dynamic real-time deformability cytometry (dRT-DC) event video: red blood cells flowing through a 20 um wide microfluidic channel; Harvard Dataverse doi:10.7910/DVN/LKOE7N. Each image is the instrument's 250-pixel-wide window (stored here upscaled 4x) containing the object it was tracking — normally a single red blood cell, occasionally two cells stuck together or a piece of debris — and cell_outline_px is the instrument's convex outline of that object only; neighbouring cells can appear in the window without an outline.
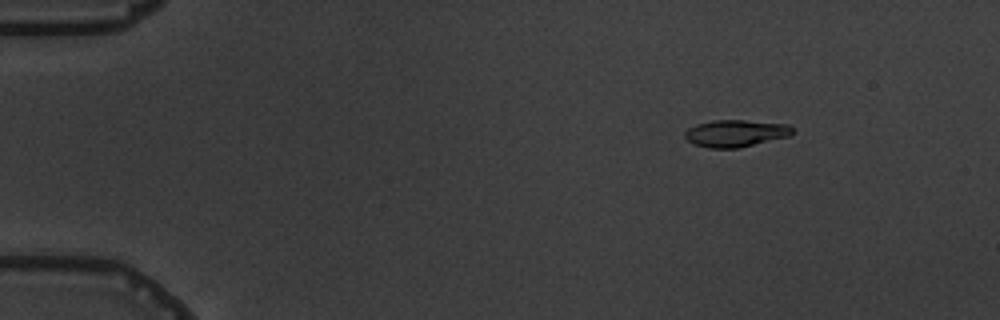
{"species": "common noctule bat (a hibernating species)", "species_latin": "Nyctalus noctula", "temperature_condition": "warm", "stored_images_in_passage": 6, "camera_frame_rate_fps": 3000, "um_per_image_px": 0.085, "animal": {"sex": "male", "body_mass_g": 19.5, "forearm_length_mm": 54.6}, "frame": {"image": 1, "passage_image": 3, "time_ms": 2.333, "image_size_px": [1000, 320], "cell_outline_px": [[796, 132], [788, 136], [740, 148], [708, 148], [696, 144], [688, 140], [684, 136], [684, 132], [688, 128], [696, 124], [712, 120], [744, 120], [788, 124], [796, 128]], "centroid_in_image_um": [62.56, 11.32], "position_along_channel_um": 22.4, "area_um2": 17.11}}
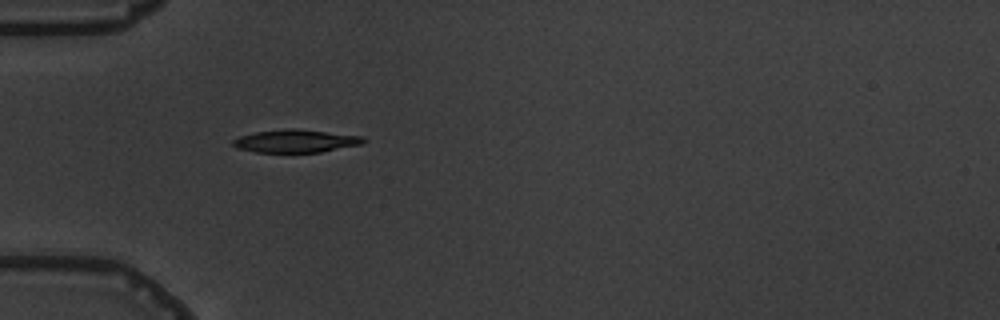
{"frame": {"image": 2, "passage_image": 5, "time_ms": 5.667, "image_size_px": [1000, 320], "cell_outline_px": [[368, 140], [364, 144], [320, 152], [256, 152], [236, 148], [232, 144], [232, 140], [240, 136], [256, 132], [288, 128], [296, 128], [364, 136]], "centroid_in_image_um": [25.19, 11.98], "position_along_channel_um": 59.8, "area_um2": 17.57}}
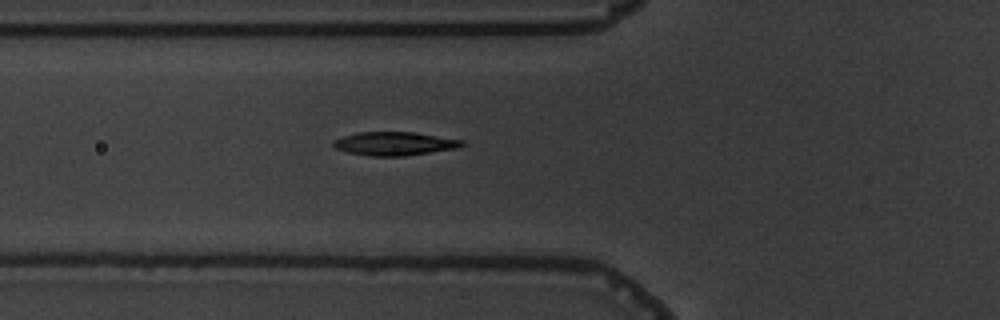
{"frame": {"image": 3, "passage_image": 6, "time_ms": 6.667, "image_size_px": [1000, 320], "cell_outline_px": [[464, 144], [460, 148], [404, 156], [372, 156], [348, 152], [336, 148], [332, 144], [332, 140], [356, 132], [412, 132], [464, 140]], "centroid_in_image_um": [33.55, 12.21], "position_along_channel_um": 92.3, "area_um2": 17.63}}